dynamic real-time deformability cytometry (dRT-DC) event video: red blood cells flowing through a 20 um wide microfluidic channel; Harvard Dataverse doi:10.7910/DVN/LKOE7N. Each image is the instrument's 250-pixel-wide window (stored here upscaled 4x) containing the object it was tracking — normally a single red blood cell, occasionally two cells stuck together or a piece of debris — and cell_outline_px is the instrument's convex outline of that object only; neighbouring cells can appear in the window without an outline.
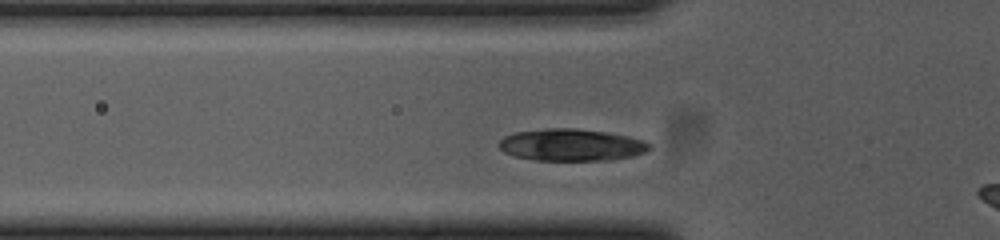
{"species": "common noctule bat (a hibernating species)", "species_latin": "Nyctalus noctula", "temperature_condition": "cold", "stored_images_in_passage": 37, "camera_frame_rate_fps": 3000, "um_per_image_px": 0.085, "animal": {"sex": "female", "body_mass_g": 23.0, "forearm_length_mm": 53.4}, "frame": {"image": 1, "passage_image": 7, "time_ms": 2.0, "image_size_px": [1000, 240], "cell_outline_px": [[652, 148], [644, 152], [632, 156], [608, 160], [536, 160], [512, 156], [504, 152], [500, 148], [500, 140], [504, 136], [516, 132], [548, 128], [572, 128], [604, 132], [628, 136], [644, 140], [652, 144]], "centroid_in_image_um": [48.57, 12.32], "position_along_channel_um": 77.2, "area_um2": 27.98}}
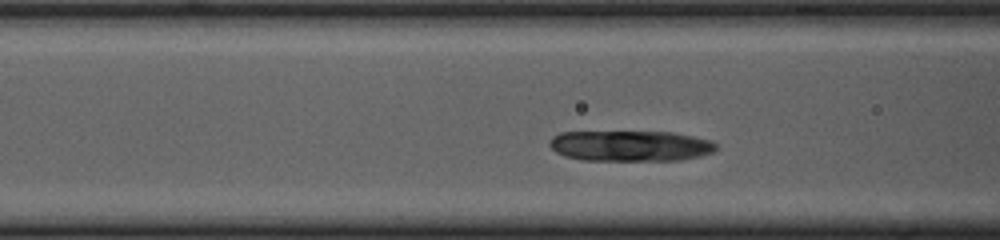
{"frame": {"image": 2, "passage_image": 10, "time_ms": 3.0, "image_size_px": [1000, 240], "cell_outline_px": [[716, 148], [712, 152], [700, 156], [680, 160], [584, 160], [564, 156], [556, 152], [548, 144], [552, 136], [560, 132], [672, 132], [712, 140], [716, 144]], "centroid_in_image_um": [53.56, 12.39], "position_along_channel_um": 113.0, "area_um2": 29.77}}